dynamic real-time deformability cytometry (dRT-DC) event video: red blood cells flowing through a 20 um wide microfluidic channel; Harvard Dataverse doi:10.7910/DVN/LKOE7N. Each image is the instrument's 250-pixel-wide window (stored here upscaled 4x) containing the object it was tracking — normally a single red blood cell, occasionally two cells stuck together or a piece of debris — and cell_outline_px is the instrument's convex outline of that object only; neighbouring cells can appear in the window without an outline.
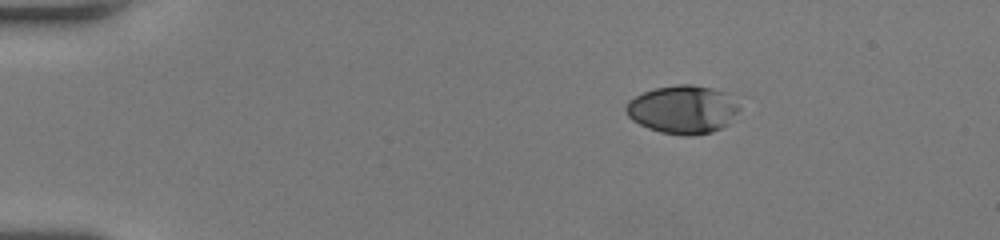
{"species": "human", "species_latin": "Homo sapiens", "temperature_condition": "room temperature", "stored_images_in_passage": 45, "camera_frame_rate_fps": 3000, "um_per_image_px": 0.085, "donor": {"sex": "female"}, "frame": {"image": 1, "passage_image": 1, "time_ms": 0.0, "image_size_px": [1000, 240], "cell_outline_px": [[740, 108], [728, 124], [712, 132], [688, 136], [684, 136], [660, 132], [648, 128], [632, 120], [628, 116], [624, 108], [628, 100], [644, 92], [656, 88], [676, 84], [692, 84], [712, 88], [724, 92]], "centroid_in_image_um": [57.99, 9.31], "position_along_channel_um": 27.0, "area_um2": 31.67}}
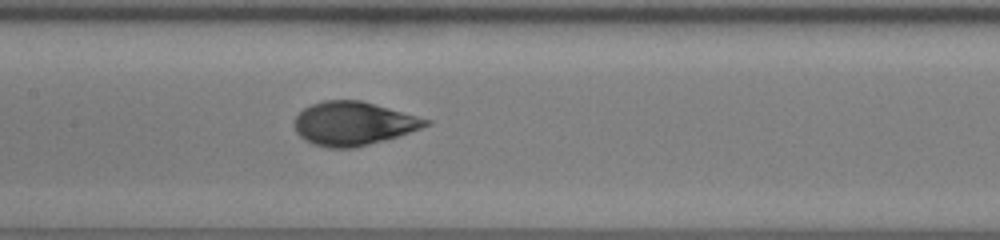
{"frame": {"image": 2, "passage_image": 19, "time_ms": 6.0, "image_size_px": [1000, 240], "cell_outline_px": [[432, 124], [384, 140], [352, 148], [328, 148], [312, 144], [304, 140], [296, 132], [292, 124], [296, 116], [304, 108], [312, 104], [324, 100], [360, 100], [432, 120]], "centroid_in_image_um": [29.99, 10.5], "position_along_channel_um": 177.4, "area_um2": 33.23}}
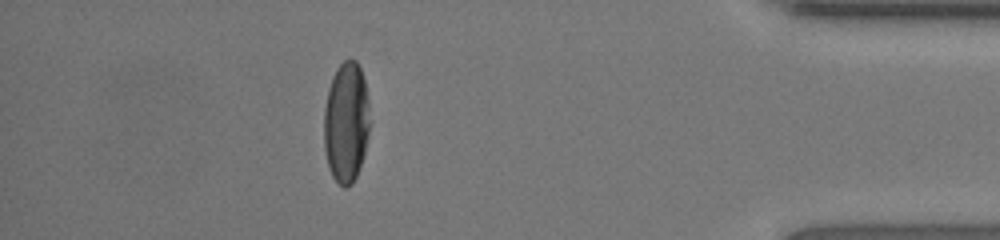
{"frame": {"image": 3, "passage_image": 39, "time_ms": 12.667, "image_size_px": [1000, 240], "cell_outline_px": [[368, 132], [364, 152], [360, 168], [352, 184], [344, 188], [332, 176], [328, 168], [324, 148], [324, 108], [328, 88], [332, 76], [336, 68], [348, 56], [356, 60], [360, 68], [364, 80], [368, 100]], "centroid_in_image_um": [29.4, 10.38], "position_along_channel_um": 405.8, "area_um2": 32.37}, "authors_computed_cell_mechanics": {"area_um2": 32.657, "velocity_mm_per_s": 4.0405, "shape_relaxation_time_tau1_ms": 5.091, "shape_relaxation_time_tau2_ms": 0.7619, "deformation_change_tau1": 0.2307, "deformation_change_tau2": 0.0478}}